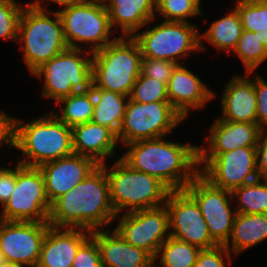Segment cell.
<instances>
[{"instance_id": "11", "label": "cell", "mask_w": 267, "mask_h": 267, "mask_svg": "<svg viewBox=\"0 0 267 267\" xmlns=\"http://www.w3.org/2000/svg\"><path fill=\"white\" fill-rule=\"evenodd\" d=\"M199 174L212 186L230 192L254 182L259 179L256 147H240L228 152H199Z\"/></svg>"}, {"instance_id": "1", "label": "cell", "mask_w": 267, "mask_h": 267, "mask_svg": "<svg viewBox=\"0 0 267 267\" xmlns=\"http://www.w3.org/2000/svg\"><path fill=\"white\" fill-rule=\"evenodd\" d=\"M110 201L106 169L99 165L52 204L48 224L55 228L102 230L117 219Z\"/></svg>"}, {"instance_id": "22", "label": "cell", "mask_w": 267, "mask_h": 267, "mask_svg": "<svg viewBox=\"0 0 267 267\" xmlns=\"http://www.w3.org/2000/svg\"><path fill=\"white\" fill-rule=\"evenodd\" d=\"M261 129L258 124L231 122L218 117L211 125L207 136V148L200 146L199 152H228L240 147H256Z\"/></svg>"}, {"instance_id": "44", "label": "cell", "mask_w": 267, "mask_h": 267, "mask_svg": "<svg viewBox=\"0 0 267 267\" xmlns=\"http://www.w3.org/2000/svg\"><path fill=\"white\" fill-rule=\"evenodd\" d=\"M0 267H24L21 264L10 262V261H3Z\"/></svg>"}, {"instance_id": "13", "label": "cell", "mask_w": 267, "mask_h": 267, "mask_svg": "<svg viewBox=\"0 0 267 267\" xmlns=\"http://www.w3.org/2000/svg\"><path fill=\"white\" fill-rule=\"evenodd\" d=\"M200 207L211 238L218 245L229 240L237 212L230 206V191L212 186L198 174L184 189Z\"/></svg>"}, {"instance_id": "38", "label": "cell", "mask_w": 267, "mask_h": 267, "mask_svg": "<svg viewBox=\"0 0 267 267\" xmlns=\"http://www.w3.org/2000/svg\"><path fill=\"white\" fill-rule=\"evenodd\" d=\"M232 255L224 245L201 249L194 267H227V264L230 265L232 263Z\"/></svg>"}, {"instance_id": "8", "label": "cell", "mask_w": 267, "mask_h": 267, "mask_svg": "<svg viewBox=\"0 0 267 267\" xmlns=\"http://www.w3.org/2000/svg\"><path fill=\"white\" fill-rule=\"evenodd\" d=\"M58 13L69 48L81 49L85 43L87 48H84L93 53L117 38L110 37L115 31H112L109 13L102 0H78Z\"/></svg>"}, {"instance_id": "23", "label": "cell", "mask_w": 267, "mask_h": 267, "mask_svg": "<svg viewBox=\"0 0 267 267\" xmlns=\"http://www.w3.org/2000/svg\"><path fill=\"white\" fill-rule=\"evenodd\" d=\"M74 154L87 156L99 165L115 154L119 143L117 135L110 129L92 121L72 127Z\"/></svg>"}, {"instance_id": "4", "label": "cell", "mask_w": 267, "mask_h": 267, "mask_svg": "<svg viewBox=\"0 0 267 267\" xmlns=\"http://www.w3.org/2000/svg\"><path fill=\"white\" fill-rule=\"evenodd\" d=\"M142 52L133 36H117L104 48L93 52V89L130 96L141 74Z\"/></svg>"}, {"instance_id": "42", "label": "cell", "mask_w": 267, "mask_h": 267, "mask_svg": "<svg viewBox=\"0 0 267 267\" xmlns=\"http://www.w3.org/2000/svg\"><path fill=\"white\" fill-rule=\"evenodd\" d=\"M10 147V116L0 111V145Z\"/></svg>"}, {"instance_id": "39", "label": "cell", "mask_w": 267, "mask_h": 267, "mask_svg": "<svg viewBox=\"0 0 267 267\" xmlns=\"http://www.w3.org/2000/svg\"><path fill=\"white\" fill-rule=\"evenodd\" d=\"M257 100V124L261 131H267V82L259 74L254 79Z\"/></svg>"}, {"instance_id": "20", "label": "cell", "mask_w": 267, "mask_h": 267, "mask_svg": "<svg viewBox=\"0 0 267 267\" xmlns=\"http://www.w3.org/2000/svg\"><path fill=\"white\" fill-rule=\"evenodd\" d=\"M91 231L96 240L102 267H151L154 258L144 249L127 243L114 229Z\"/></svg>"}, {"instance_id": "40", "label": "cell", "mask_w": 267, "mask_h": 267, "mask_svg": "<svg viewBox=\"0 0 267 267\" xmlns=\"http://www.w3.org/2000/svg\"><path fill=\"white\" fill-rule=\"evenodd\" d=\"M16 176H17V164L16 168H6L0 169V204L2 207L10 198L16 186Z\"/></svg>"}, {"instance_id": "9", "label": "cell", "mask_w": 267, "mask_h": 267, "mask_svg": "<svg viewBox=\"0 0 267 267\" xmlns=\"http://www.w3.org/2000/svg\"><path fill=\"white\" fill-rule=\"evenodd\" d=\"M196 24L183 21H165L136 33L142 57L164 59L180 63L190 52L200 51V33Z\"/></svg>"}, {"instance_id": "24", "label": "cell", "mask_w": 267, "mask_h": 267, "mask_svg": "<svg viewBox=\"0 0 267 267\" xmlns=\"http://www.w3.org/2000/svg\"><path fill=\"white\" fill-rule=\"evenodd\" d=\"M112 28L121 29V36H134L149 23H154L156 0H103ZM152 21V22H151ZM116 26V27H115Z\"/></svg>"}, {"instance_id": "6", "label": "cell", "mask_w": 267, "mask_h": 267, "mask_svg": "<svg viewBox=\"0 0 267 267\" xmlns=\"http://www.w3.org/2000/svg\"><path fill=\"white\" fill-rule=\"evenodd\" d=\"M17 41L21 44L20 50L24 51L23 62L31 74L44 62L68 48L58 11L24 7L19 20Z\"/></svg>"}, {"instance_id": "15", "label": "cell", "mask_w": 267, "mask_h": 267, "mask_svg": "<svg viewBox=\"0 0 267 267\" xmlns=\"http://www.w3.org/2000/svg\"><path fill=\"white\" fill-rule=\"evenodd\" d=\"M121 217L114 230L127 243L144 249L155 258L160 246L170 236L166 205L123 213Z\"/></svg>"}, {"instance_id": "3", "label": "cell", "mask_w": 267, "mask_h": 267, "mask_svg": "<svg viewBox=\"0 0 267 267\" xmlns=\"http://www.w3.org/2000/svg\"><path fill=\"white\" fill-rule=\"evenodd\" d=\"M17 148L26 159L22 165L42 164L70 156L73 151L72 128L52 112L27 123L10 116V148ZM26 160V161H25Z\"/></svg>"}, {"instance_id": "35", "label": "cell", "mask_w": 267, "mask_h": 267, "mask_svg": "<svg viewBox=\"0 0 267 267\" xmlns=\"http://www.w3.org/2000/svg\"><path fill=\"white\" fill-rule=\"evenodd\" d=\"M155 11L164 17L165 21L188 22L187 18L203 16L202 13L187 0H156Z\"/></svg>"}, {"instance_id": "29", "label": "cell", "mask_w": 267, "mask_h": 267, "mask_svg": "<svg viewBox=\"0 0 267 267\" xmlns=\"http://www.w3.org/2000/svg\"><path fill=\"white\" fill-rule=\"evenodd\" d=\"M200 251L197 246L169 236L157 251L154 265L156 267H194ZM159 257L160 262L156 265L155 262Z\"/></svg>"}, {"instance_id": "21", "label": "cell", "mask_w": 267, "mask_h": 267, "mask_svg": "<svg viewBox=\"0 0 267 267\" xmlns=\"http://www.w3.org/2000/svg\"><path fill=\"white\" fill-rule=\"evenodd\" d=\"M221 94L222 120L257 124V100L254 79L234 75Z\"/></svg>"}, {"instance_id": "33", "label": "cell", "mask_w": 267, "mask_h": 267, "mask_svg": "<svg viewBox=\"0 0 267 267\" xmlns=\"http://www.w3.org/2000/svg\"><path fill=\"white\" fill-rule=\"evenodd\" d=\"M129 98L139 103L169 102L167 85L142 73L136 79Z\"/></svg>"}, {"instance_id": "43", "label": "cell", "mask_w": 267, "mask_h": 267, "mask_svg": "<svg viewBox=\"0 0 267 267\" xmlns=\"http://www.w3.org/2000/svg\"><path fill=\"white\" fill-rule=\"evenodd\" d=\"M46 1V0H45ZM55 2L56 4H59L60 7H66L69 4H72L74 2H77L78 0H47V2ZM44 1L42 0H35L33 3H26L24 7L32 8L35 10H48L44 5L42 4Z\"/></svg>"}, {"instance_id": "19", "label": "cell", "mask_w": 267, "mask_h": 267, "mask_svg": "<svg viewBox=\"0 0 267 267\" xmlns=\"http://www.w3.org/2000/svg\"><path fill=\"white\" fill-rule=\"evenodd\" d=\"M91 236L83 228L49 227L36 267H72L79 247Z\"/></svg>"}, {"instance_id": "34", "label": "cell", "mask_w": 267, "mask_h": 267, "mask_svg": "<svg viewBox=\"0 0 267 267\" xmlns=\"http://www.w3.org/2000/svg\"><path fill=\"white\" fill-rule=\"evenodd\" d=\"M23 9L15 0H0V38L17 41Z\"/></svg>"}, {"instance_id": "37", "label": "cell", "mask_w": 267, "mask_h": 267, "mask_svg": "<svg viewBox=\"0 0 267 267\" xmlns=\"http://www.w3.org/2000/svg\"><path fill=\"white\" fill-rule=\"evenodd\" d=\"M72 267H102L100 249L92 236L79 247Z\"/></svg>"}, {"instance_id": "45", "label": "cell", "mask_w": 267, "mask_h": 267, "mask_svg": "<svg viewBox=\"0 0 267 267\" xmlns=\"http://www.w3.org/2000/svg\"><path fill=\"white\" fill-rule=\"evenodd\" d=\"M187 1L191 2L202 13L200 8L201 0H187Z\"/></svg>"}, {"instance_id": "7", "label": "cell", "mask_w": 267, "mask_h": 267, "mask_svg": "<svg viewBox=\"0 0 267 267\" xmlns=\"http://www.w3.org/2000/svg\"><path fill=\"white\" fill-rule=\"evenodd\" d=\"M92 56L93 53L85 48L68 47L44 62L32 73V76L44 78L42 96L57 103L73 93L90 90L93 85Z\"/></svg>"}, {"instance_id": "46", "label": "cell", "mask_w": 267, "mask_h": 267, "mask_svg": "<svg viewBox=\"0 0 267 267\" xmlns=\"http://www.w3.org/2000/svg\"><path fill=\"white\" fill-rule=\"evenodd\" d=\"M3 261H4V257H3V254L0 252V265L2 264Z\"/></svg>"}, {"instance_id": "12", "label": "cell", "mask_w": 267, "mask_h": 267, "mask_svg": "<svg viewBox=\"0 0 267 267\" xmlns=\"http://www.w3.org/2000/svg\"><path fill=\"white\" fill-rule=\"evenodd\" d=\"M2 208L3 221L48 222L51 204L39 167L17 162L16 186Z\"/></svg>"}, {"instance_id": "18", "label": "cell", "mask_w": 267, "mask_h": 267, "mask_svg": "<svg viewBox=\"0 0 267 267\" xmlns=\"http://www.w3.org/2000/svg\"><path fill=\"white\" fill-rule=\"evenodd\" d=\"M213 91L182 64L173 70L167 85L169 102L184 119L189 111L203 108L211 101L216 95Z\"/></svg>"}, {"instance_id": "17", "label": "cell", "mask_w": 267, "mask_h": 267, "mask_svg": "<svg viewBox=\"0 0 267 267\" xmlns=\"http://www.w3.org/2000/svg\"><path fill=\"white\" fill-rule=\"evenodd\" d=\"M98 166L92 158L74 153L42 164L39 169L50 204L82 182Z\"/></svg>"}, {"instance_id": "28", "label": "cell", "mask_w": 267, "mask_h": 267, "mask_svg": "<svg viewBox=\"0 0 267 267\" xmlns=\"http://www.w3.org/2000/svg\"><path fill=\"white\" fill-rule=\"evenodd\" d=\"M57 104H64L60 113L52 112L60 121L69 127L90 122L94 111L93 88L86 92L73 93L60 99Z\"/></svg>"}, {"instance_id": "14", "label": "cell", "mask_w": 267, "mask_h": 267, "mask_svg": "<svg viewBox=\"0 0 267 267\" xmlns=\"http://www.w3.org/2000/svg\"><path fill=\"white\" fill-rule=\"evenodd\" d=\"M165 205L170 236L200 249H210L218 245L211 238L200 207L185 190L171 191Z\"/></svg>"}, {"instance_id": "41", "label": "cell", "mask_w": 267, "mask_h": 267, "mask_svg": "<svg viewBox=\"0 0 267 267\" xmlns=\"http://www.w3.org/2000/svg\"><path fill=\"white\" fill-rule=\"evenodd\" d=\"M256 162L259 179H267V131H261L256 146Z\"/></svg>"}, {"instance_id": "36", "label": "cell", "mask_w": 267, "mask_h": 267, "mask_svg": "<svg viewBox=\"0 0 267 267\" xmlns=\"http://www.w3.org/2000/svg\"><path fill=\"white\" fill-rule=\"evenodd\" d=\"M177 65L178 64L173 61L142 57L141 73L144 76L157 79L168 85L169 79L172 76V72Z\"/></svg>"}, {"instance_id": "27", "label": "cell", "mask_w": 267, "mask_h": 267, "mask_svg": "<svg viewBox=\"0 0 267 267\" xmlns=\"http://www.w3.org/2000/svg\"><path fill=\"white\" fill-rule=\"evenodd\" d=\"M94 111L92 122L110 128L116 135L121 128L129 96L93 89Z\"/></svg>"}, {"instance_id": "25", "label": "cell", "mask_w": 267, "mask_h": 267, "mask_svg": "<svg viewBox=\"0 0 267 267\" xmlns=\"http://www.w3.org/2000/svg\"><path fill=\"white\" fill-rule=\"evenodd\" d=\"M265 239H267V213H237L231 236L224 246L238 255Z\"/></svg>"}, {"instance_id": "16", "label": "cell", "mask_w": 267, "mask_h": 267, "mask_svg": "<svg viewBox=\"0 0 267 267\" xmlns=\"http://www.w3.org/2000/svg\"><path fill=\"white\" fill-rule=\"evenodd\" d=\"M48 222L3 221L0 223V252L5 261L36 267Z\"/></svg>"}, {"instance_id": "26", "label": "cell", "mask_w": 267, "mask_h": 267, "mask_svg": "<svg viewBox=\"0 0 267 267\" xmlns=\"http://www.w3.org/2000/svg\"><path fill=\"white\" fill-rule=\"evenodd\" d=\"M243 32L240 15L236 9L228 12L224 17L214 20L210 27L200 33V52L206 51L203 40L216 47L217 50L229 53L236 47Z\"/></svg>"}, {"instance_id": "31", "label": "cell", "mask_w": 267, "mask_h": 267, "mask_svg": "<svg viewBox=\"0 0 267 267\" xmlns=\"http://www.w3.org/2000/svg\"><path fill=\"white\" fill-rule=\"evenodd\" d=\"M237 198V213L262 214L267 213V179H257L231 192ZM235 196V197H234Z\"/></svg>"}, {"instance_id": "2", "label": "cell", "mask_w": 267, "mask_h": 267, "mask_svg": "<svg viewBox=\"0 0 267 267\" xmlns=\"http://www.w3.org/2000/svg\"><path fill=\"white\" fill-rule=\"evenodd\" d=\"M136 141L120 157L132 169L159 179L171 191L184 190L199 174V146L164 140Z\"/></svg>"}, {"instance_id": "32", "label": "cell", "mask_w": 267, "mask_h": 267, "mask_svg": "<svg viewBox=\"0 0 267 267\" xmlns=\"http://www.w3.org/2000/svg\"><path fill=\"white\" fill-rule=\"evenodd\" d=\"M233 51L241 59L248 77L267 59V48L252 31L243 30Z\"/></svg>"}, {"instance_id": "10", "label": "cell", "mask_w": 267, "mask_h": 267, "mask_svg": "<svg viewBox=\"0 0 267 267\" xmlns=\"http://www.w3.org/2000/svg\"><path fill=\"white\" fill-rule=\"evenodd\" d=\"M183 120L170 102L139 103L129 98L117 138L123 146L165 137Z\"/></svg>"}, {"instance_id": "30", "label": "cell", "mask_w": 267, "mask_h": 267, "mask_svg": "<svg viewBox=\"0 0 267 267\" xmlns=\"http://www.w3.org/2000/svg\"><path fill=\"white\" fill-rule=\"evenodd\" d=\"M235 3L243 30L255 32L267 48V0H237Z\"/></svg>"}, {"instance_id": "5", "label": "cell", "mask_w": 267, "mask_h": 267, "mask_svg": "<svg viewBox=\"0 0 267 267\" xmlns=\"http://www.w3.org/2000/svg\"><path fill=\"white\" fill-rule=\"evenodd\" d=\"M101 165L106 169L110 201L116 217L124 210L129 213L165 205L171 190L159 179L132 169L121 158L109 171L105 163Z\"/></svg>"}]
</instances>
